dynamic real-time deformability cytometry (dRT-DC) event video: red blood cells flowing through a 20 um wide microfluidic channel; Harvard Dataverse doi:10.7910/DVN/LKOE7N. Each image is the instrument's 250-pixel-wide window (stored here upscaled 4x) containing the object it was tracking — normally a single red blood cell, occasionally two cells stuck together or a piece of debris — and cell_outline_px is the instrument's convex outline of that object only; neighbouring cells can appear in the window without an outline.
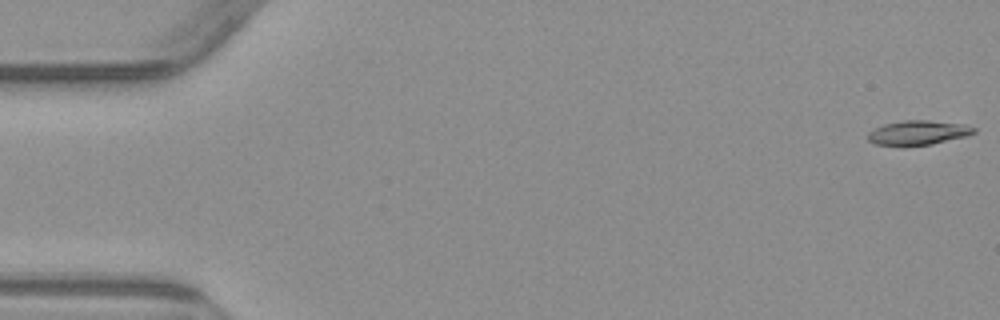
{"species": "common noctule bat (a hibernating species)", "species_latin": "Nyctalus noctula", "temperature_condition": "warm", "stored_images_in_passage": 5, "camera_frame_rate_fps": 3000, "um_per_image_px": 0.085, "animal": {"sex": "male", "body_mass_g": 23.1, "forearm_length_mm": 52.7}, "frame": {"image": 1, "passage_image": 1, "time_ms": 0.0, "image_size_px": [1000, 320], "cell_outline_px": [[976, 132], [968, 136], [932, 144], [904, 148], [876, 144], [868, 140], [868, 132], [872, 128], [884, 124], [904, 120], [928, 120], [964, 124], [976, 128]], "centroid_in_image_um": [78.01, 11.31], "position_along_channel_um": 7.0, "area_um2": 15.66}}
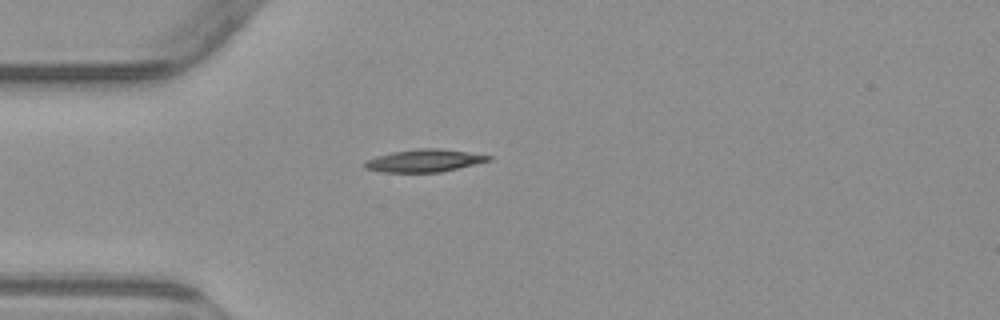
{"frame": {"image": 2, "passage_image": 5, "time_ms": 4.667, "image_size_px": [1000, 320], "cell_outline_px": [[492, 160], [440, 172], [380, 172], [364, 168], [364, 164], [368, 160], [376, 156], [392, 152], [416, 148], [436, 148], [492, 156]], "centroid_in_image_um": [36.03, 13.66], "position_along_channel_um": 49.0, "area_um2": 16.07}}